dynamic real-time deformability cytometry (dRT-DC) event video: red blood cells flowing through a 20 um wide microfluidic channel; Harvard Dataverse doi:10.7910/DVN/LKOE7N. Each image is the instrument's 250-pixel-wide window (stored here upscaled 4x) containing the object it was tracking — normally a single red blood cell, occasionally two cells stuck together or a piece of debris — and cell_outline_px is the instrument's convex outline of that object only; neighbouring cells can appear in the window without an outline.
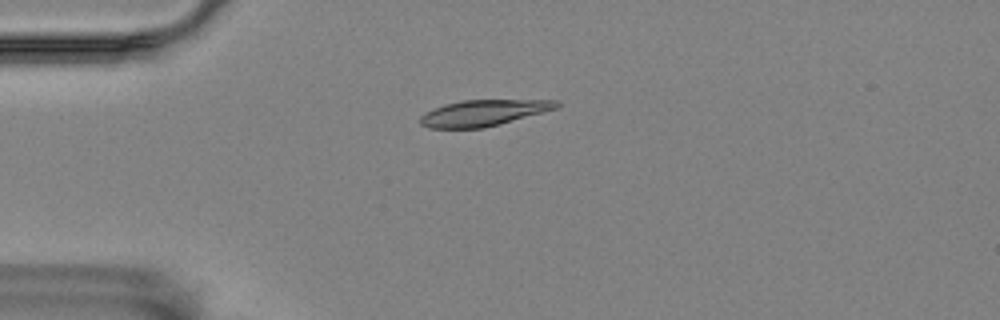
{"species": "Egyptian fruit bat (a non-hibernating species)", "species_latin": "Rousettus aegyptiacus", "temperature_condition": "room temperature", "stored_images_in_passage": 56, "camera_frame_rate_fps": 3000, "um_per_image_px": 0.085, "animal": {"sex": "female"}, "frame": {"image": 1, "passage_image": 14, "time_ms": 4.333, "image_size_px": [1000, 320], "cell_outline_px": [[560, 104], [556, 108], [500, 124], [484, 128], [428, 128], [420, 124], [420, 116], [424, 112], [432, 108], [444, 104], [460, 100], [560, 100]], "centroid_in_image_um": [41.03, 9.59], "position_along_channel_um": 44.0, "area_um2": 20.75}}
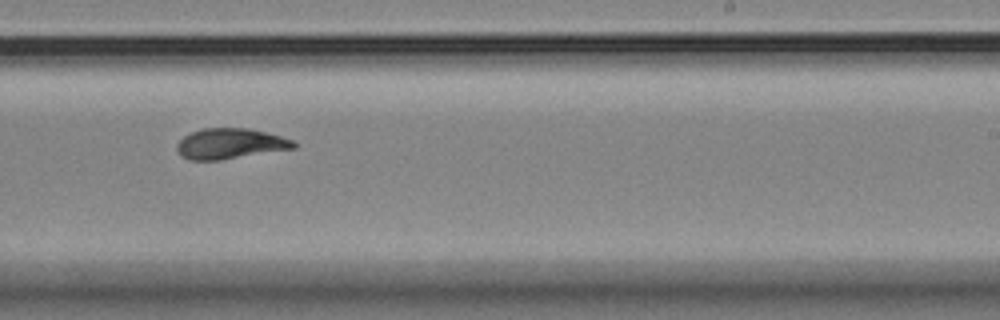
{"frame": {"image": 2, "passage_image": 35, "time_ms": 11.333, "image_size_px": [1000, 320], "cell_outline_px": [[296, 148], [220, 160], [188, 160], [180, 156], [176, 148], [176, 144], [184, 136], [200, 128], [248, 128], [280, 136], [292, 140], [296, 144]], "centroid_in_image_um": [19.52, 12.22], "position_along_channel_um": 269.5, "area_um2": 20.75}}
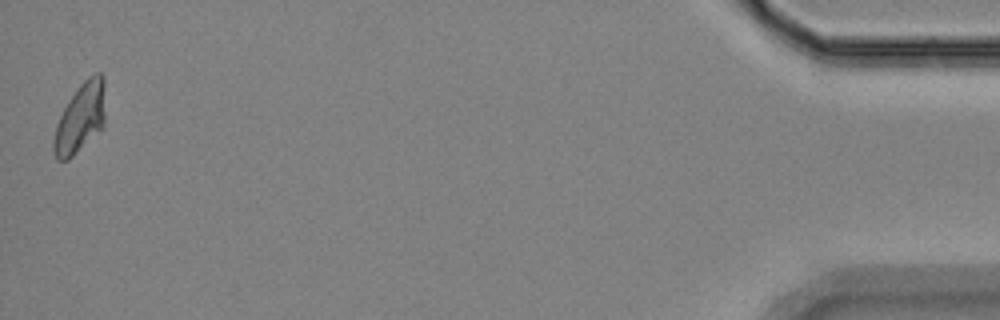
{"frame": {"image": 3, "passage_image": 56, "time_ms": 18.333, "image_size_px": [1000, 320], "cell_outline_px": [[104, 124], [68, 160], [56, 160], [52, 148], [52, 140], [56, 124], [68, 100], [80, 84], [88, 76], [96, 72], [100, 72], [104, 76]], "centroid_in_image_um": [6.8, 9.99], "position_along_channel_um": 428.4, "area_um2": 20.63}, "authors_computed_cell_mechanics": {"area_um2": 20.7791, "velocity_mm_per_s": 3.5193, "shape_relaxation_time_tau1_ms": 5.9928, "shape_relaxation_time_tau2_ms": 2.4201, "deformation_change_tau1": 0.1978, "deformation_change_tau2": 0.0766}}